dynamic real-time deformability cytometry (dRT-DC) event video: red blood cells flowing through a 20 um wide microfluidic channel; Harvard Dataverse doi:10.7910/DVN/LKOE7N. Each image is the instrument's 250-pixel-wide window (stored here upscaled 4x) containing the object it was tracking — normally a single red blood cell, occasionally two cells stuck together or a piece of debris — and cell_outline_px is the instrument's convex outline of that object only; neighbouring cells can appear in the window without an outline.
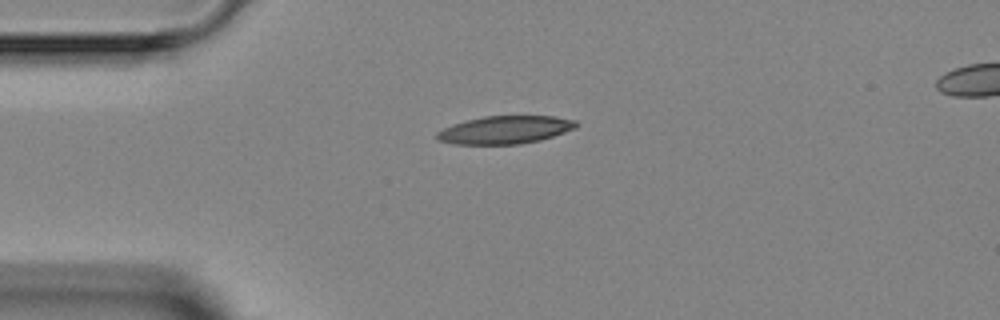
{"species": "Egyptian fruit bat (a non-hibernating species)", "species_latin": "Rousettus aegyptiacus", "temperature_condition": "room temperature", "stored_images_in_passage": 2, "camera_frame_rate_fps": 3000, "um_per_image_px": 0.085, "animal": {"sex": "female"}, "frame": {"image": 1, "passage_image": 1, "time_ms": 0.0, "image_size_px": [1000, 320], "cell_outline_px": [[580, 124], [576, 128], [540, 140], [520, 144], [452, 144], [436, 140], [436, 132], [452, 124], [484, 116], [556, 116], [576, 120]], "centroid_in_image_um": [42.93, 11.03], "position_along_channel_um": 42.1, "area_um2": 22.72}}
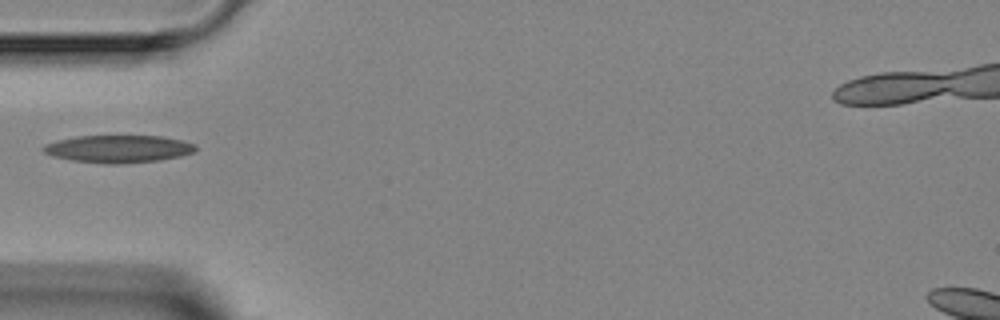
{"frame": {"image": 2, "passage_image": 2, "time_ms": 1.333, "image_size_px": [1000, 320], "cell_outline_px": [[196, 148], [192, 152], [180, 156], [160, 160], [120, 164], [108, 164], [72, 160], [52, 156], [44, 152], [40, 148], [44, 144], [56, 140], [76, 136], [160, 136], [180, 140], [196, 144]], "centroid_in_image_um": [10.01, 12.65], "position_along_channel_um": 75.0, "area_um2": 24.39}}